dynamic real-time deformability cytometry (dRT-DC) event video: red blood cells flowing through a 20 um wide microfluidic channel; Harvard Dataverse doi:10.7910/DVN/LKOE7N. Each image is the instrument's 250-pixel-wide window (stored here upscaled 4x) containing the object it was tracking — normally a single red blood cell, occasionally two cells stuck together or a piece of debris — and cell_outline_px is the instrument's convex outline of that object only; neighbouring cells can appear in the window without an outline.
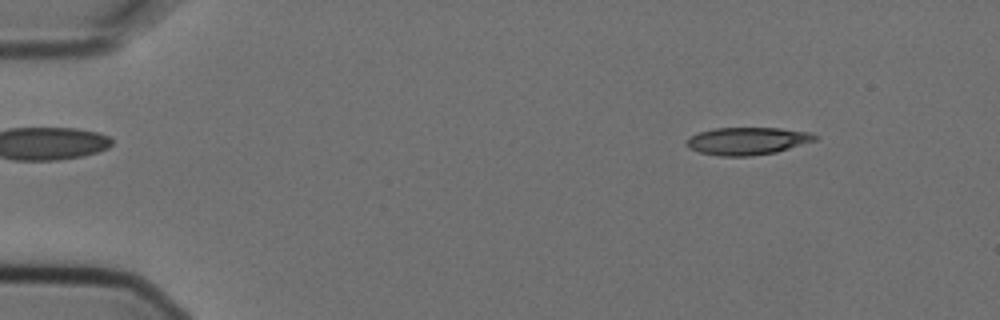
{"species": "Egyptian fruit bat (a non-hibernating species)", "species_latin": "Rousettus aegyptiacus", "temperature_condition": "cold", "stored_images_in_passage": 7, "camera_frame_rate_fps": 3000, "um_per_image_px": 0.085, "animal": {"sex": "female"}, "frame": {"image": 1, "passage_image": 1, "time_ms": 0.0, "image_size_px": [1000, 320], "cell_outline_px": [[816, 140], [776, 152], [752, 156], [720, 156], [700, 152], [688, 148], [684, 144], [692, 136], [700, 132], [712, 128], [780, 128], [808, 132], [816, 136]], "centroid_in_image_um": [63.49, 11.99], "position_along_channel_um": 21.5, "area_um2": 20.4}}
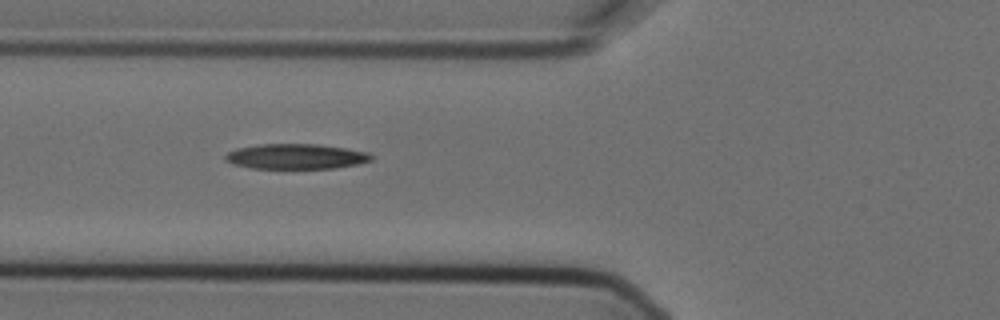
{"frame": {"image": 2, "passage_image": 5, "time_ms": 1.333, "image_size_px": [1000, 320], "cell_outline_px": [[372, 160], [356, 164], [336, 168], [252, 168], [232, 164], [224, 160], [224, 156], [228, 152], [236, 148], [260, 144], [316, 144], [344, 148], [368, 152], [372, 156]], "centroid_in_image_um": [25.11, 13.3], "position_along_channel_um": 100.7, "area_um2": 21.33}}
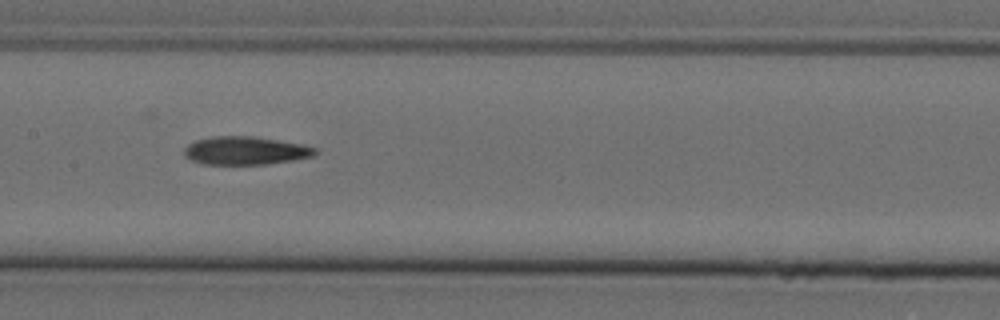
{"frame": {"image": 3, "passage_image": 7, "time_ms": 2.0, "image_size_px": [1000, 320], "cell_outline_px": [[320, 152], [312, 156], [292, 160], [264, 164], [204, 164], [192, 160], [184, 156], [184, 148], [188, 144], [196, 140], [212, 136], [252, 136], [304, 144], [316, 148]], "centroid_in_image_um": [20.87, 12.79], "position_along_channel_um": 186.5, "area_um2": 21.5}}